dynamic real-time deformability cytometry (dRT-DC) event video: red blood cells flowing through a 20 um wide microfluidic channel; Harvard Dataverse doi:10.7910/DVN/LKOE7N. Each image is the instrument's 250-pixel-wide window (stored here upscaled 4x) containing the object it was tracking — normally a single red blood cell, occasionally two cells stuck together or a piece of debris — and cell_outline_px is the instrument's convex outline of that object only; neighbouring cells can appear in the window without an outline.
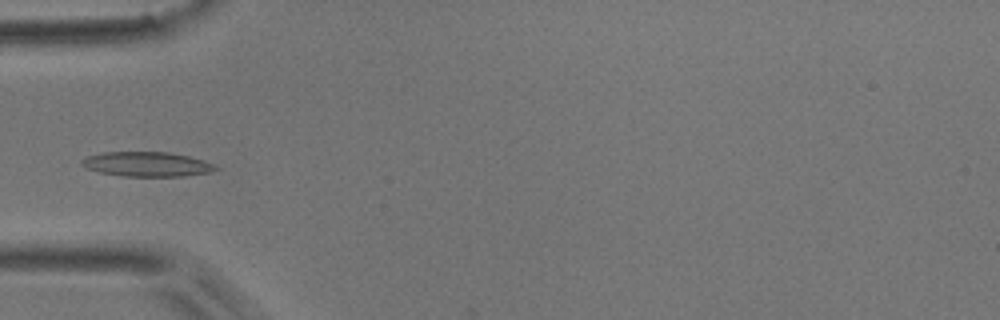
{"species": "common noctule bat (a hibernating species)", "species_latin": "Nyctalus noctula", "temperature_condition": "room temperature", "stored_images_in_passage": 6, "camera_frame_rate_fps": 3000, "um_per_image_px": 0.085, "animal": {"sex": "male", "body_mass_g": 17.9}, "frame": {"image": 1, "passage_image": 4, "time_ms": 3.667, "image_size_px": [1000, 320], "cell_outline_px": [[220, 168], [208, 172], [184, 176], [124, 176], [100, 172], [88, 168], [80, 164], [80, 160], [88, 156], [104, 152], [168, 152], [188, 156], [204, 160]], "centroid_in_image_um": [12.48, 13.95], "position_along_channel_um": 72.5, "area_um2": 19.02}}
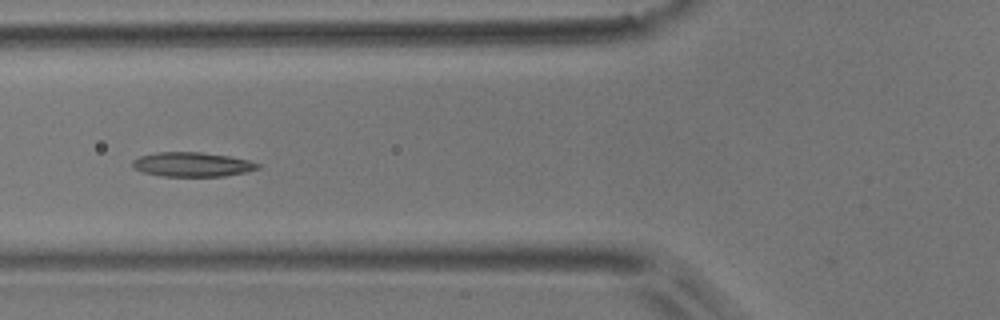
{"frame": {"image": 2, "passage_image": 5, "time_ms": 4.667, "image_size_px": [1000, 320], "cell_outline_px": [[260, 168], [244, 172], [224, 176], [160, 176], [144, 172], [132, 168], [132, 160], [140, 156], [156, 152], [200, 152], [228, 156], [248, 160], [260, 164]], "centroid_in_image_um": [16.3, 13.97], "position_along_channel_um": 109.5, "area_um2": 17.74}}
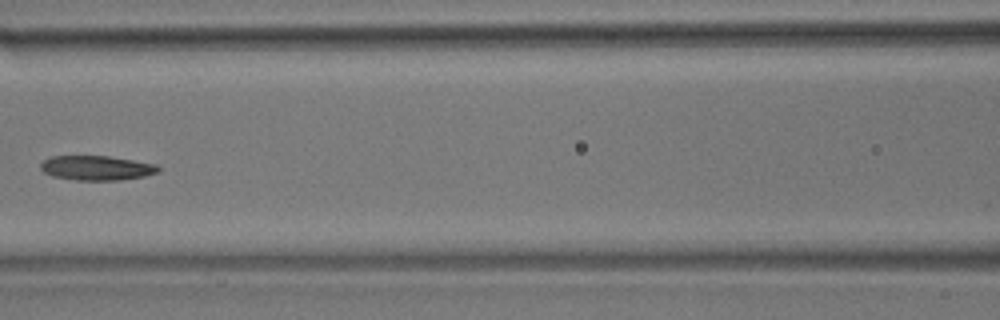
{"frame": {"image": 3, "passage_image": 6, "time_ms": 6.0, "image_size_px": [1000, 320], "cell_outline_px": [[160, 172], [144, 176], [120, 180], [72, 180], [52, 176], [44, 172], [40, 168], [40, 164], [44, 160], [52, 156], [108, 156], [156, 164], [160, 168]], "centroid_in_image_um": [8.21, 14.28], "position_along_channel_um": 158.4, "area_um2": 16.88}}